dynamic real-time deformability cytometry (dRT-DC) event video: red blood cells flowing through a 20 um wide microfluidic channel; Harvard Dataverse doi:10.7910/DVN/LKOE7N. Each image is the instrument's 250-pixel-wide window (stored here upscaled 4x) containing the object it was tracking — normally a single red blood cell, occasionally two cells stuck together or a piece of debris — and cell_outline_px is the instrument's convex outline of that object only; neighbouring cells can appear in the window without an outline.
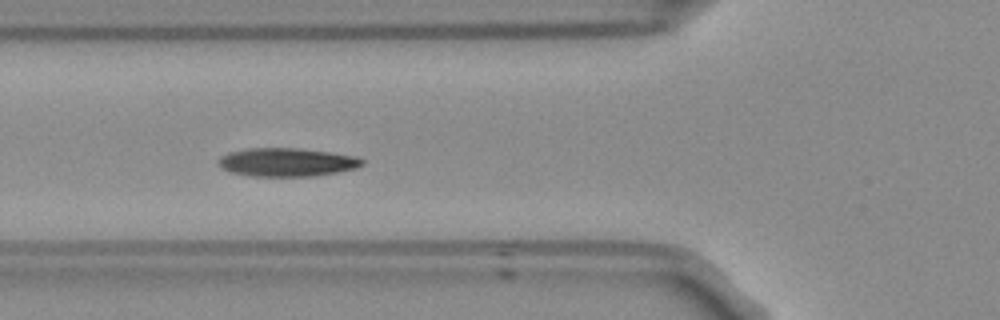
{"species": "Egyptian fruit bat (a non-hibernating species)", "species_latin": "Rousettus aegyptiacus", "temperature_condition": "room temperature", "stored_images_in_passage": 18, "camera_frame_rate_fps": 3000, "um_per_image_px": 0.085, "frame": {"image": 1, "passage_image": 8, "time_ms": 2.333, "image_size_px": [1000, 320], "cell_outline_px": [[364, 164], [356, 168], [316, 176], [248, 176], [228, 172], [220, 168], [216, 160], [220, 156], [228, 152], [248, 148], [296, 148], [328, 152], [356, 156], [364, 160]], "centroid_in_image_um": [24.31, 13.79], "position_along_channel_um": 101.5, "area_um2": 24.04}}